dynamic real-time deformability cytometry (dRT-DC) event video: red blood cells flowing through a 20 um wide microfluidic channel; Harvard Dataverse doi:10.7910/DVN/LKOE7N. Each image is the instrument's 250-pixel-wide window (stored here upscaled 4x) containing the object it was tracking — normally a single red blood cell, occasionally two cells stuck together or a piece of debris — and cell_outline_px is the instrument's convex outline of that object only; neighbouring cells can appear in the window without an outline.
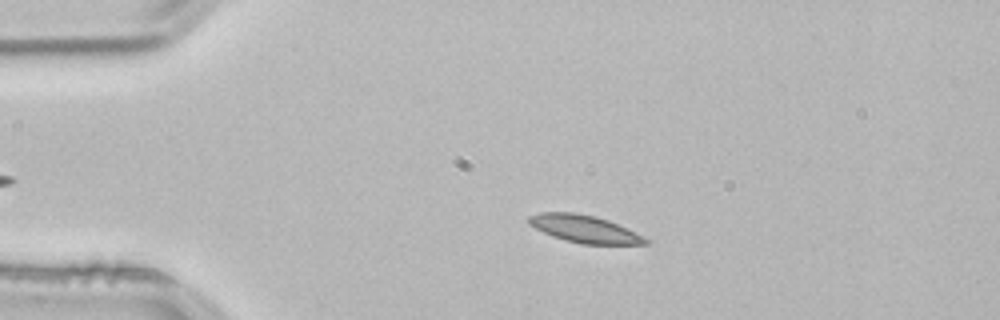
{"species": "common noctule bat (a hibernating species)", "species_latin": "Nyctalus noctula", "temperature_condition": "room temperature", "stored_images_in_passage": 52, "camera_frame_rate_fps": 3000, "um_per_image_px": 0.085, "animal": {"sex": "male", "body_mass_g": 21.5, "forearm_length_mm": 52.0}, "frame": {"image": 1, "passage_image": 10, "time_ms": 3.0, "image_size_px": [1000, 320], "cell_outline_px": [[652, 240], [648, 244], [580, 244], [552, 236], [528, 224], [528, 216], [540, 212], [576, 212], [596, 216], [608, 220], [644, 236]], "centroid_in_image_um": [49.69, 19.45], "position_along_channel_um": 35.3, "area_um2": 18.73}}
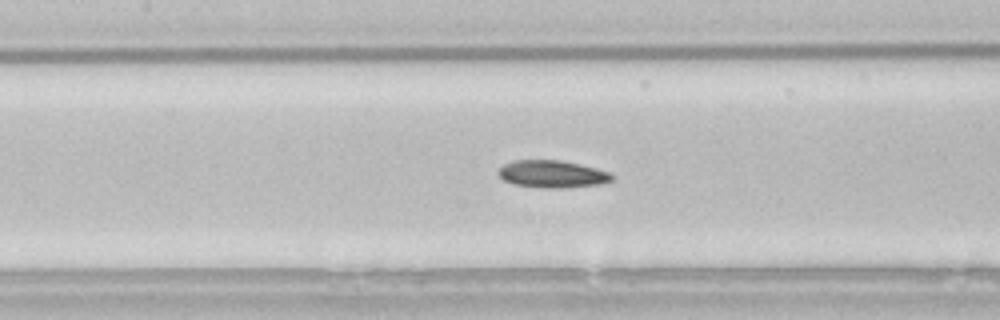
{"frame": {"image": 2, "passage_image": 23, "time_ms": 7.333, "image_size_px": [1000, 320], "cell_outline_px": [[612, 180], [600, 184], [564, 188], [548, 188], [516, 184], [504, 180], [496, 172], [504, 164], [512, 160], [560, 160], [580, 164], [596, 168], [608, 172], [612, 176]], "centroid_in_image_um": [46.92, 14.78], "position_along_channel_um": 160.5, "area_um2": 17.92}}
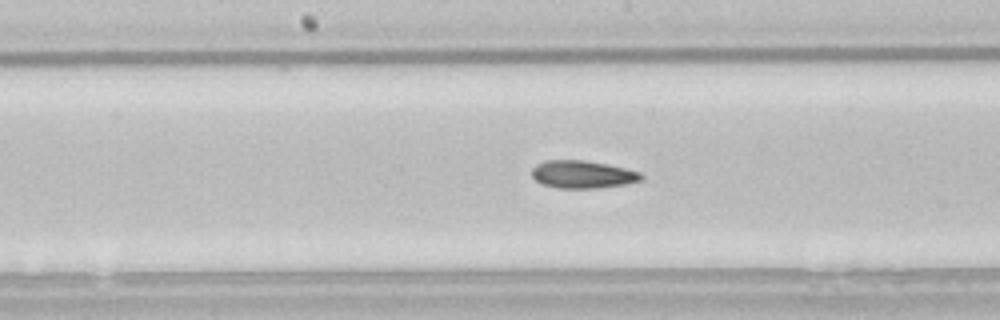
{"frame": {"image": 3, "passage_image": 26, "time_ms": 8.333, "image_size_px": [1000, 320], "cell_outline_px": [[644, 180], [624, 184], [600, 188], [556, 188], [544, 184], [536, 180], [532, 176], [532, 168], [536, 164], [544, 160], [584, 160], [624, 168], [640, 172], [644, 176]], "centroid_in_image_um": [49.52, 14.82], "position_along_channel_um": 198.7, "area_um2": 17.63}, "authors_computed_cell_mechanics": {"area_um2": 18.1492, "velocity_mm_per_s": 3.8236, "shape_relaxation_time_tau1_ms": null, "shape_relaxation_time_tau2_ms": 4.5044, "deformation_change_tau1": null, "deformation_change_tau2": 0.1103}}